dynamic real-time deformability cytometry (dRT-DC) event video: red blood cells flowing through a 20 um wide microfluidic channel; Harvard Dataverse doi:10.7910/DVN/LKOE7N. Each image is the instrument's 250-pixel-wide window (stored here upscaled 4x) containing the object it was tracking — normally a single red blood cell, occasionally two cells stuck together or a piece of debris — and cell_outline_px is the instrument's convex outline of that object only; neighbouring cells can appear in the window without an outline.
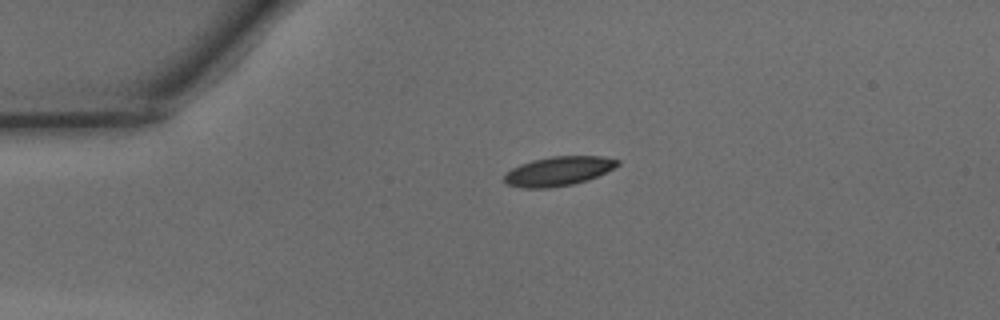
{"species": "common noctule bat (a hibernating species)", "species_latin": "Nyctalus noctula", "temperature_condition": "warm", "stored_images_in_passage": 38, "camera_frame_rate_fps": 3000, "um_per_image_px": 0.085, "animal": {"sex": "male", "body_mass_g": 15.6}, "frame": {"image": 1, "passage_image": 1, "time_ms": 0.0, "image_size_px": [1000, 320], "cell_outline_px": [[620, 164], [588, 180], [572, 184], [548, 188], [520, 188], [508, 184], [504, 180], [504, 176], [512, 168], [520, 164], [532, 160], [552, 156], [604, 156], [620, 160]], "centroid_in_image_um": [47.46, 14.54], "position_along_channel_um": 37.5, "area_um2": 19.19}}
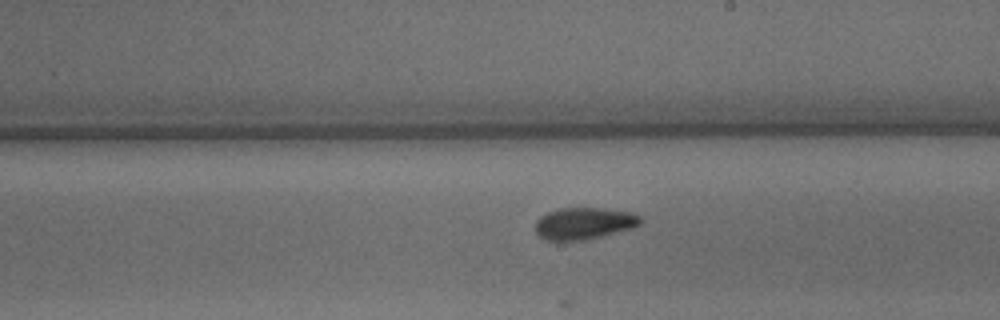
{"frame": {"image": 2, "passage_image": 18, "time_ms": 5.667, "image_size_px": [1000, 320], "cell_outline_px": [[640, 224], [632, 228], [588, 240], [544, 240], [536, 232], [536, 220], [540, 216], [548, 212], [560, 208], [604, 208], [632, 212], [640, 216]], "centroid_in_image_um": [49.64, 18.99], "position_along_channel_um": 239.4, "area_um2": 19.54}}
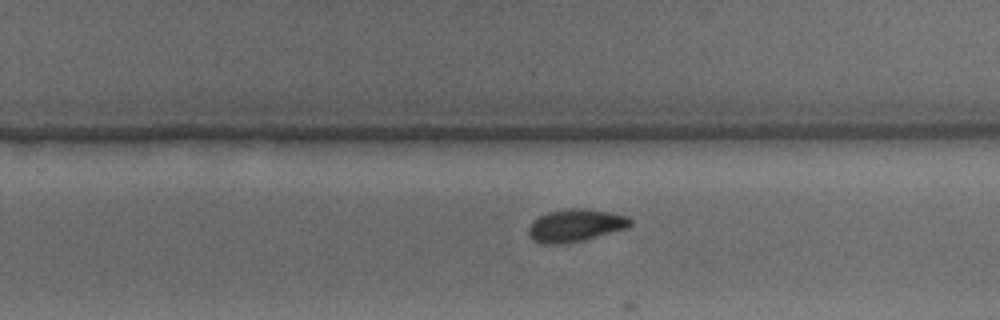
{"frame": {"image": 3, "passage_image": 21, "time_ms": 6.667, "image_size_px": [1000, 320], "cell_outline_px": [[632, 224], [628, 228], [584, 240], [564, 244], [540, 244], [532, 240], [528, 236], [528, 228], [532, 220], [536, 216], [548, 212], [568, 208], [592, 208], [612, 212], [628, 216], [632, 220]], "centroid_in_image_um": [48.9, 19.15], "position_along_channel_um": 280.9, "area_um2": 19.94}}